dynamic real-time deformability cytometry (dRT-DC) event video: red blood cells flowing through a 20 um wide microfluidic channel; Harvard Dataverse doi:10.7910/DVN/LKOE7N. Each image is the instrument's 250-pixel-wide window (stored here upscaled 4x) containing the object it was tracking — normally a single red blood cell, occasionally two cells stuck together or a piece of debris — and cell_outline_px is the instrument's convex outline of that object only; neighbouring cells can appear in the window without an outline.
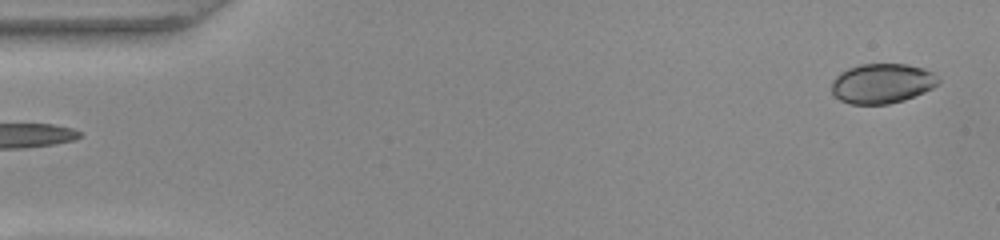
{"species": "common noctule bat (a hibernating species)", "species_latin": "Nyctalus noctula", "temperature_condition": "warm", "stored_images_in_passage": 49, "camera_frame_rate_fps": 3000, "um_per_image_px": 0.085, "animal": {"sex": "female", "body_mass_g": 22.0, "forearm_length_mm": 56.7}, "frame": {"image": 1, "passage_image": 1, "time_ms": 0.0, "image_size_px": [1000, 240], "cell_outline_px": [[940, 84], [924, 92], [904, 100], [888, 104], [852, 104], [840, 100], [832, 96], [832, 80], [840, 72], [848, 68], [860, 64], [908, 64], [924, 68], [932, 72], [940, 80]], "centroid_in_image_um": [74.97, 7.09], "position_along_channel_um": 10.0, "area_um2": 24.97}}
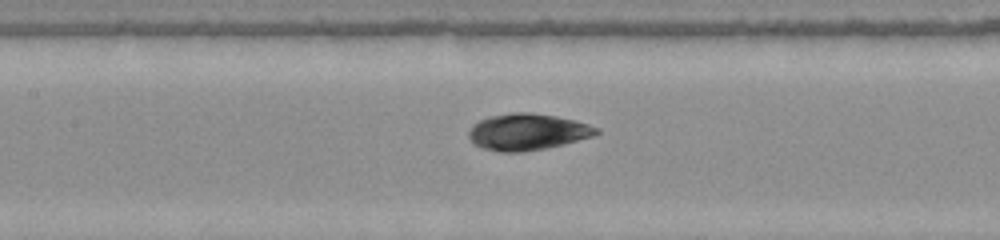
{"frame": {"image": 2, "passage_image": 22, "time_ms": 7.0, "image_size_px": [1000, 240], "cell_outline_px": [[600, 132], [592, 136], [564, 144], [544, 148], [520, 152], [500, 152], [480, 148], [468, 136], [468, 132], [472, 124], [488, 116], [512, 112], [528, 112], [556, 116], [576, 120], [600, 128]], "centroid_in_image_um": [44.82, 11.2], "position_along_channel_um": 162.6, "area_um2": 27.22}}
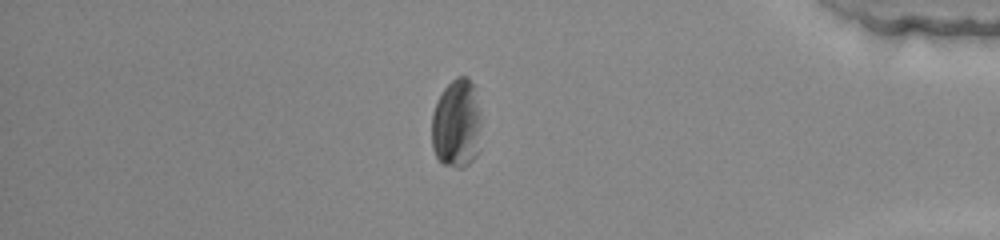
{"frame": {"image": 3, "passage_image": 42, "time_ms": 13.667, "image_size_px": [1000, 240], "cell_outline_px": [[480, 152], [464, 168], [456, 168], [444, 164], [436, 156], [432, 148], [432, 112], [444, 88], [456, 76], [468, 76], [472, 84], [480, 112]], "centroid_in_image_um": [38.82, 10.55], "position_along_channel_um": 396.4, "area_um2": 25.89}, "authors_computed_cell_mechanics": {"area_um2": 26.0678, "velocity_mm_per_s": 4.0143, "shape_relaxation_time_tau1_ms": 2.0975, "shape_relaxation_time_tau2_ms": 2.0902, "deformation_change_tau1": 0.0637, "deformation_change_tau2": 0.0856}}